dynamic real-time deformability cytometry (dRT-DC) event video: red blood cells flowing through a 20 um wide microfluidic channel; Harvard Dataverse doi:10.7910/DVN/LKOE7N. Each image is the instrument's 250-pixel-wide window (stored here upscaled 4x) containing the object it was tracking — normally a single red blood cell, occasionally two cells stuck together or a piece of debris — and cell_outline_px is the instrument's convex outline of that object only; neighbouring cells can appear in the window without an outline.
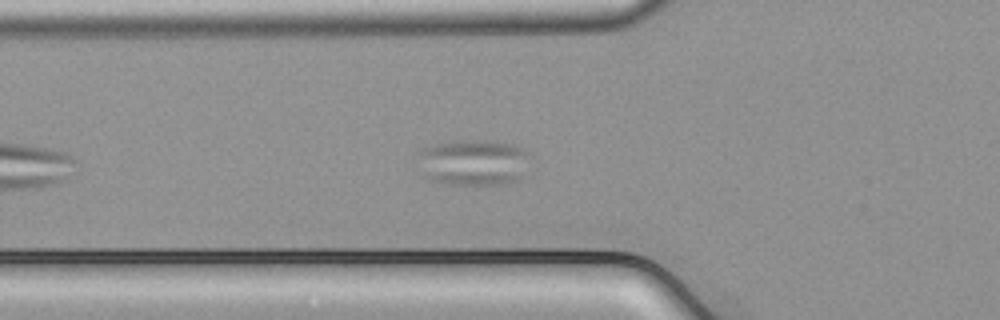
{"species": "common noctule bat (a hibernating species)", "species_latin": "Nyctalus noctula", "temperature_condition": "cold", "stored_images_in_passage": 17, "camera_frame_rate_fps": 3000, "um_per_image_px": 0.085, "animal": {"sex": "male", "body_mass_g": 21.5, "forearm_length_mm": 52.0}, "frame": {"image": 1, "passage_image": 9, "time_ms": 2.667, "image_size_px": [1000, 320], "cell_outline_px": [[532, 156], [520, 180], [500, 184], [448, 184], [424, 180], [416, 152], [420, 148], [436, 144], [464, 140], [472, 140], [512, 144], [528, 152]], "centroid_in_image_um": [40.19, 13.82], "position_along_channel_um": 85.6, "area_um2": 30.52}}
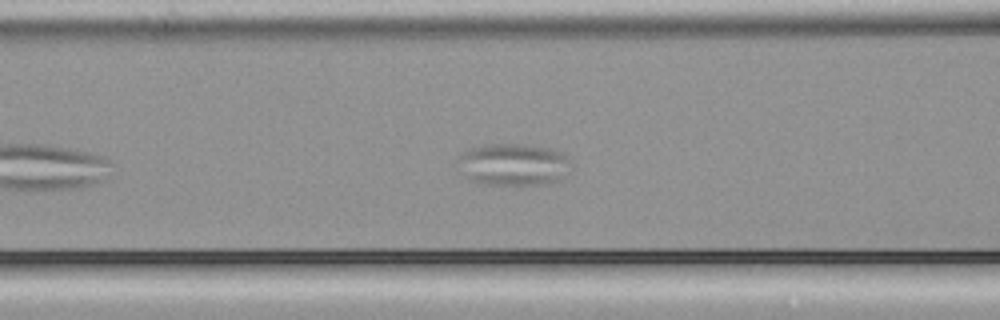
{"frame": {"image": 2, "passage_image": 12, "time_ms": 3.667, "image_size_px": [1000, 320], "cell_outline_px": [[572, 164], [568, 172], [552, 184], [480, 184], [468, 180], [452, 164], [460, 152], [484, 144], [524, 144], [548, 148], [560, 152], [572, 160]], "centroid_in_image_um": [43.54, 13.98], "position_along_channel_um": 123.1, "area_um2": 28.55}}